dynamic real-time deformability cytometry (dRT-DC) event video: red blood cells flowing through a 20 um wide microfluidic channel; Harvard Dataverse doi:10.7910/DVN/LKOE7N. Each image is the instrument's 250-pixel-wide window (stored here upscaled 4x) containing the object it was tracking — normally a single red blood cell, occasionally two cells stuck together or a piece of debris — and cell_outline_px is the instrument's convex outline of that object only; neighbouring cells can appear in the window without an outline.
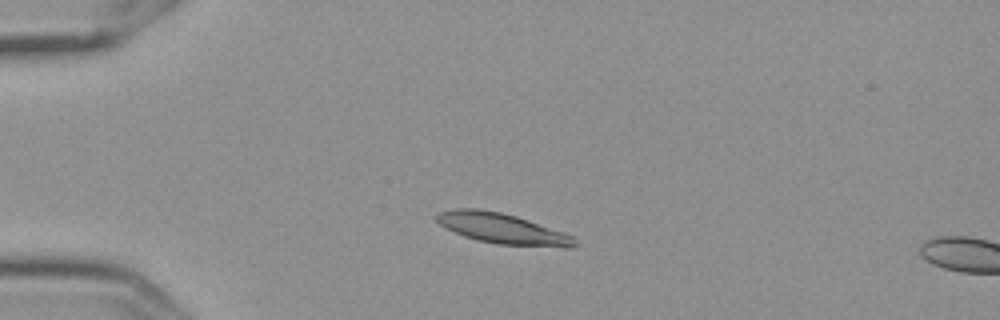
{"species": "Egyptian fruit bat (a non-hibernating species)", "species_latin": "Rousettus aegyptiacus", "temperature_condition": "cold", "stored_images_in_passage": 4, "camera_frame_rate_fps": 3000, "um_per_image_px": 0.085, "frame": {"image": 1, "passage_image": 3, "time_ms": 0.667, "image_size_px": [1000, 320], "cell_outline_px": [[576, 244], [572, 248], [564, 248], [496, 244], [476, 240], [464, 236], [440, 224], [432, 216], [440, 212], [456, 208], [476, 208], [500, 212], [516, 216], [564, 232], [572, 236], [576, 240]], "centroid_in_image_um": [42.71, 19.44], "position_along_channel_um": 42.3, "area_um2": 24.57}}